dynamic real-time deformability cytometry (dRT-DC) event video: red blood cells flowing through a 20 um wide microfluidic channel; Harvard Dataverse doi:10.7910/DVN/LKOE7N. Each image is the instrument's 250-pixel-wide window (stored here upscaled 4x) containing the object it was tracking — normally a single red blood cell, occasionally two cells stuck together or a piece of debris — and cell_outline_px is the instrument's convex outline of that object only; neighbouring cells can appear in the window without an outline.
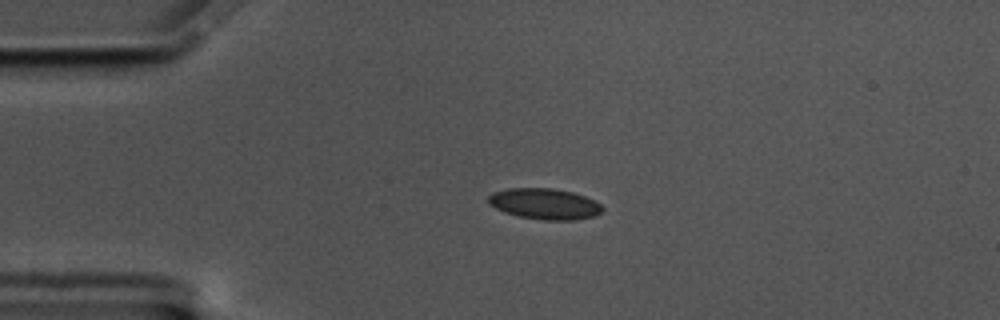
{"species": "common noctule bat (a hibernating species)", "species_latin": "Nyctalus noctula", "temperature_condition": "cold", "stored_images_in_passage": 46, "camera_frame_rate_fps": 3000, "um_per_image_px": 0.085, "animal": {"sex": "male", "body_mass_g": 17.5, "forearm_length_mm": 52.3}, "frame": {"image": 1, "passage_image": 1, "time_ms": 0.0, "image_size_px": [1000, 320], "cell_outline_px": [[604, 208], [596, 216], [576, 220], [544, 220], [520, 216], [504, 212], [488, 204], [488, 196], [492, 192], [508, 188], [552, 188], [572, 192], [584, 196], [600, 204]], "centroid_in_image_um": [46.28, 17.33], "position_along_channel_um": 38.7, "area_um2": 20.52}}
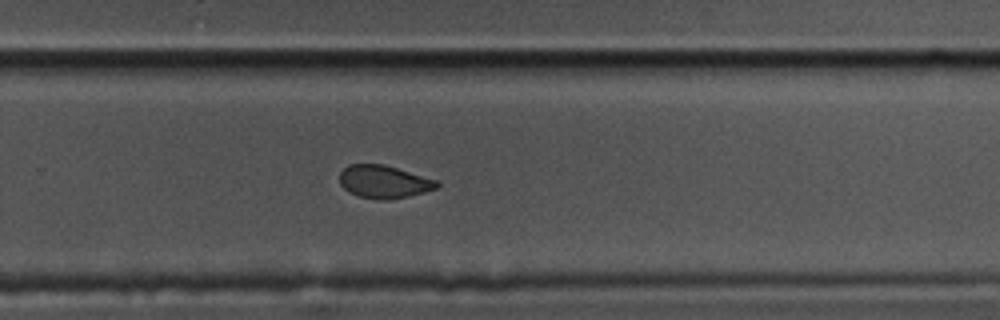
{"frame": {"image": 2, "passage_image": 26, "time_ms": 8.333, "image_size_px": [1000, 320], "cell_outline_px": [[440, 184], [436, 188], [408, 196], [388, 200], [376, 200], [360, 196], [348, 192], [340, 184], [340, 172], [348, 164], [384, 164], [440, 180]], "centroid_in_image_um": [32.64, 15.44], "position_along_channel_um": 297.2, "area_um2": 18.79}}
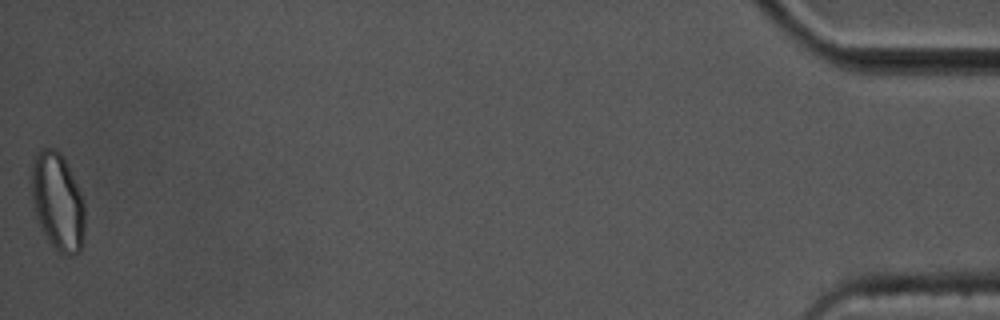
{"frame": {"image": 3, "passage_image": 46, "time_ms": 15.0, "image_size_px": [1000, 320], "cell_outline_px": [[84, 236], [80, 252], [72, 256], [68, 256], [60, 252], [52, 244], [44, 232], [36, 216], [32, 200], [32, 160], [36, 152], [40, 148], [56, 148], [64, 156], [84, 200]], "centroid_in_image_um": [4.91, 17.1], "position_along_channel_um": 430.3, "area_um2": 30.4}, "authors_computed_cell_mechanics": {"area_um2": 19.9121, "velocity_mm_per_s": 3.4497, "shape_relaxation_time_tau1_ms": null, "shape_relaxation_time_tau2_ms": 1.9805, "deformation_change_tau1": null, "deformation_change_tau2": 0.0573}}